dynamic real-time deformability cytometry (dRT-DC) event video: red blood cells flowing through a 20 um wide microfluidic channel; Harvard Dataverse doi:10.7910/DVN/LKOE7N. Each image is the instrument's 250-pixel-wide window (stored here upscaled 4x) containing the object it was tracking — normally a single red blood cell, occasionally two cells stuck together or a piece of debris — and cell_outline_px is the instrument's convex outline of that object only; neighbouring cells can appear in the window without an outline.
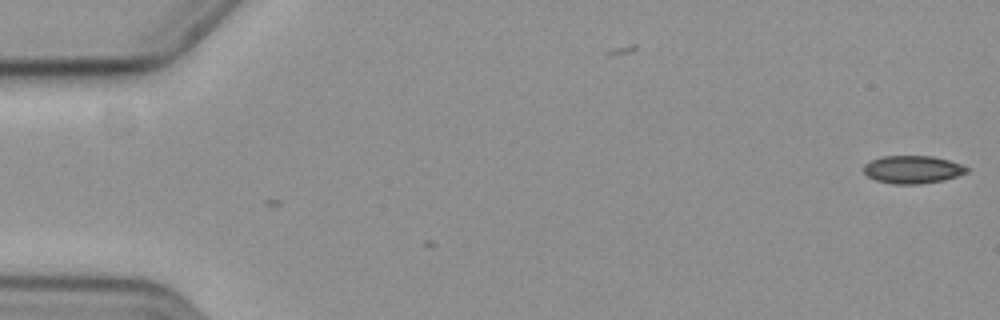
{"species": "common noctule bat (a hibernating species)", "species_latin": "Nyctalus noctula", "temperature_condition": "cold", "stored_images_in_passage": 2, "camera_frame_rate_fps": 3000, "um_per_image_px": 0.085, "animal": {"sex": "female", "body_mass_g": 19.3, "forearm_length_mm": 54.1}, "frame": {"image": 1, "passage_image": 2, "time_ms": 0.333, "image_size_px": [1000, 320], "cell_outline_px": [[968, 172], [944, 180], [920, 184], [892, 184], [876, 180], [868, 176], [864, 172], [864, 164], [872, 160], [884, 156], [932, 156], [948, 160], [960, 164], [968, 168]], "centroid_in_image_um": [77.56, 14.41], "position_along_channel_um": 7.4, "area_um2": 16.59}}